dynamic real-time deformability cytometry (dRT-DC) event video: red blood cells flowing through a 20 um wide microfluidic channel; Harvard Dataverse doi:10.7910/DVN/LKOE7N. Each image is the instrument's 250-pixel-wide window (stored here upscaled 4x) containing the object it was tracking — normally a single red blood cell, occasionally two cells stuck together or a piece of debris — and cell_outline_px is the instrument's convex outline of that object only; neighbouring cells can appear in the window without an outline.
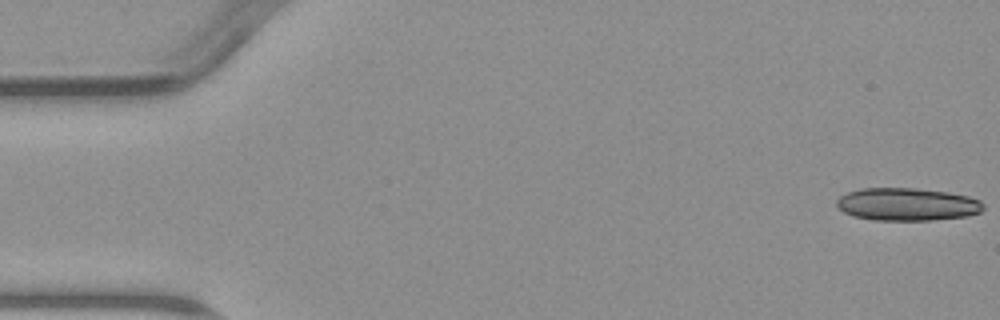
{"species": "common noctule bat (a hibernating species)", "species_latin": "Nyctalus noctula", "temperature_condition": "warm", "stored_images_in_passage": 5, "camera_frame_rate_fps": 3000, "um_per_image_px": 0.085, "animal": {"sex": "male", "body_mass_g": 23.1, "forearm_length_mm": 52.7}, "frame": {"image": 1, "passage_image": 1, "time_ms": 0.0, "image_size_px": [1000, 320], "cell_outline_px": [[984, 208], [980, 212], [968, 216], [932, 220], [872, 220], [852, 216], [844, 212], [836, 204], [836, 200], [840, 196], [848, 192], [860, 188], [916, 188], [948, 192], [968, 196], [980, 200], [984, 204]], "centroid_in_image_um": [77.11, 17.36], "position_along_channel_um": 7.9, "area_um2": 28.15}}